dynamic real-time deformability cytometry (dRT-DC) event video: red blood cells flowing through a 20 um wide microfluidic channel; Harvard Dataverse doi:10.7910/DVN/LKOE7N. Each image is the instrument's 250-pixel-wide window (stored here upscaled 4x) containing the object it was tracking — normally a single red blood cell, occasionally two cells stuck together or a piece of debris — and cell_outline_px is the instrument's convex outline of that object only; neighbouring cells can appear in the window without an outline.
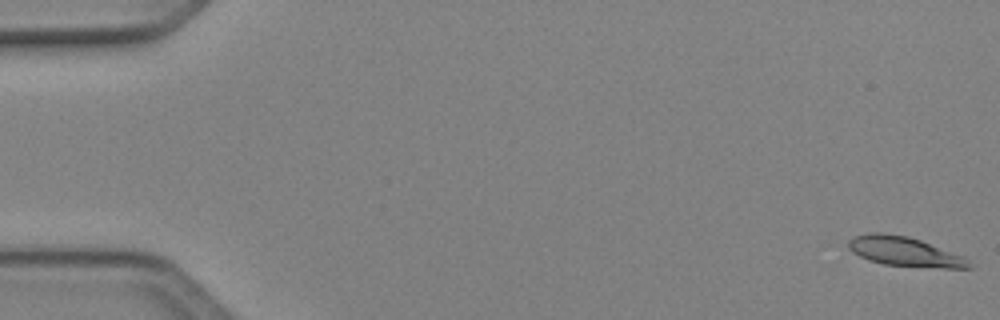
{"species": "Egyptian fruit bat (a non-hibernating species)", "species_latin": "Rousettus aegyptiacus", "temperature_condition": "cold", "stored_images_in_passage": 22, "camera_frame_rate_fps": 3000, "um_per_image_px": 0.085, "animal": {"sex": "female"}, "frame": {"image": 1, "passage_image": 1, "time_ms": 0.0, "image_size_px": [1000, 320], "cell_outline_px": [[972, 268], [944, 268], [884, 264], [868, 260], [852, 252], [848, 248], [848, 240], [852, 236], [868, 232], [880, 232], [908, 236], [920, 240], [964, 256], [972, 264]], "centroid_in_image_um": [76.86, 21.37], "position_along_channel_um": 8.1, "area_um2": 20.75}}
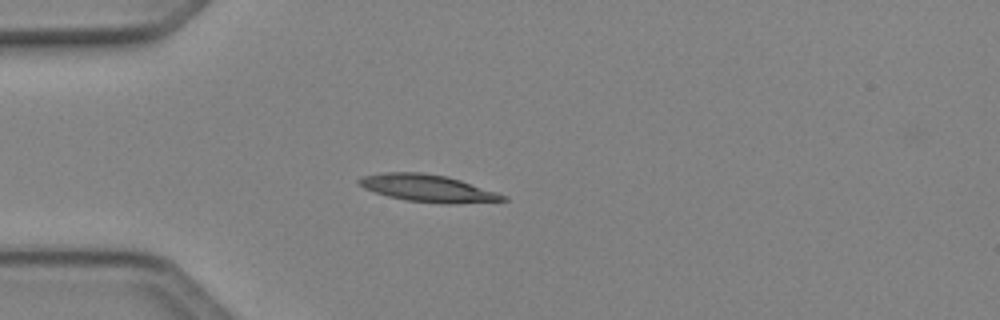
{"frame": {"image": 2, "passage_image": 14, "time_ms": 4.333, "image_size_px": [1000, 320], "cell_outline_px": [[508, 200], [448, 204], [444, 204], [408, 200], [388, 196], [364, 188], [356, 184], [356, 180], [364, 176], [384, 172], [420, 172], [448, 176], [508, 196]], "centroid_in_image_um": [36.35, 15.99], "position_along_channel_um": 48.7, "area_um2": 22.66}}
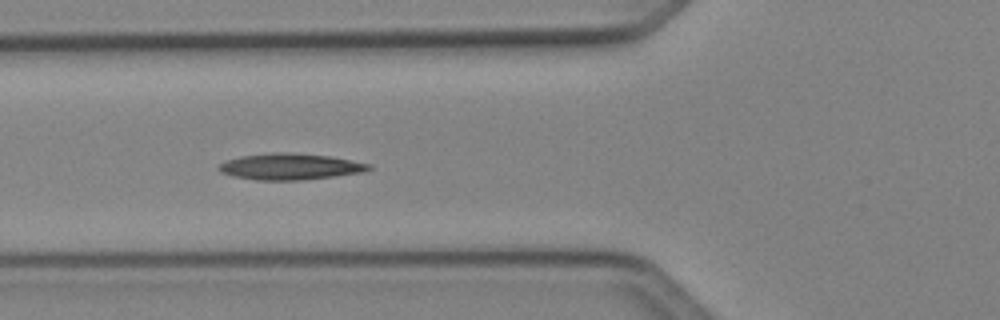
{"frame": {"image": 3, "passage_image": 19, "time_ms": 6.0, "image_size_px": [1000, 320], "cell_outline_px": [[372, 168], [364, 172], [300, 180], [256, 180], [232, 176], [220, 172], [216, 168], [220, 164], [228, 160], [240, 156], [272, 152], [284, 152], [328, 156], [372, 164]], "centroid_in_image_um": [24.63, 14.16], "position_along_channel_um": 101.2, "area_um2": 22.83}}